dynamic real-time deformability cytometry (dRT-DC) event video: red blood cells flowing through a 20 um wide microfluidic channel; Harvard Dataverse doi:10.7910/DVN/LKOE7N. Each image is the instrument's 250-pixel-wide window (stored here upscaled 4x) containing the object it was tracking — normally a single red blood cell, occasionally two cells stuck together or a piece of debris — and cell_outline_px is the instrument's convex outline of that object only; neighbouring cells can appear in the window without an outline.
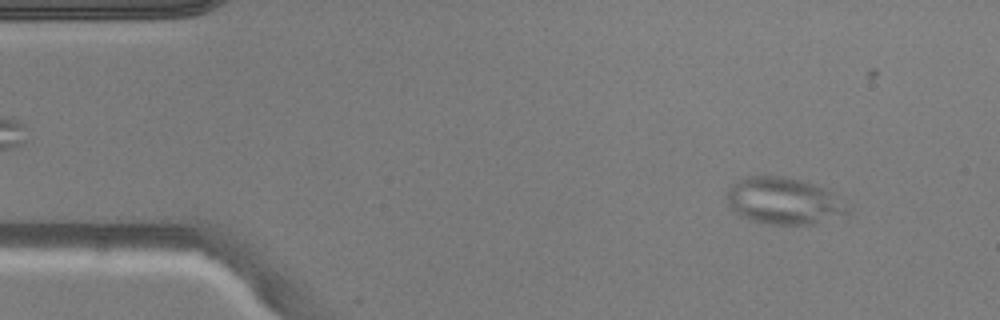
{"species": "common noctule bat (a hibernating species)", "species_latin": "Nyctalus noctula", "temperature_condition": "warm", "stored_images_in_passage": 49, "camera_frame_rate_fps": 3000, "um_per_image_px": 0.085, "animal": {"sex": "male", "body_mass_g": 20.5, "forearm_length_mm": 52.5}, "frame": {"image": 1, "passage_image": 4, "time_ms": 1.0, "image_size_px": [1000, 320], "cell_outline_px": [[848, 212], [812, 224], [772, 224], [752, 220], [736, 212], [732, 208], [728, 200], [728, 188], [732, 184], [748, 176], [780, 176], [800, 180], [812, 184], [828, 192], [848, 208]], "centroid_in_image_um": [66.54, 17.07], "position_along_channel_um": 18.5, "area_um2": 31.44}}
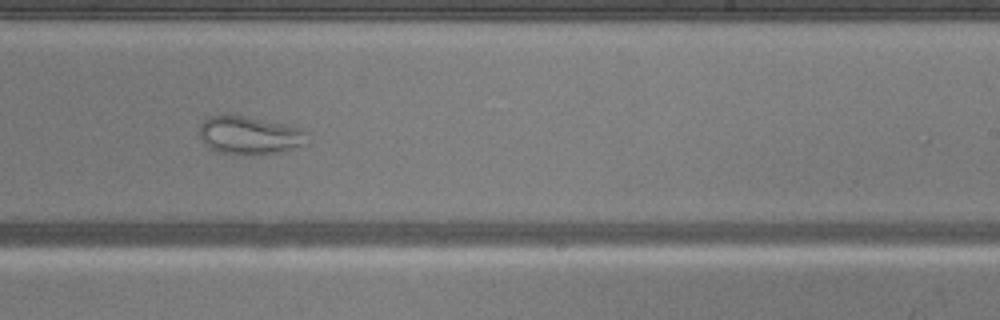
{"frame": {"image": 2, "passage_image": 29, "time_ms": 9.333, "image_size_px": [1000, 320], "cell_outline_px": [[312, 140], [284, 152], [260, 156], [240, 156], [220, 152], [212, 148], [200, 136], [200, 124], [208, 116], [228, 112], [284, 124], [300, 128], [308, 132]], "centroid_in_image_um": [21.26, 11.5], "position_along_channel_um": 267.7, "area_um2": 24.85}}
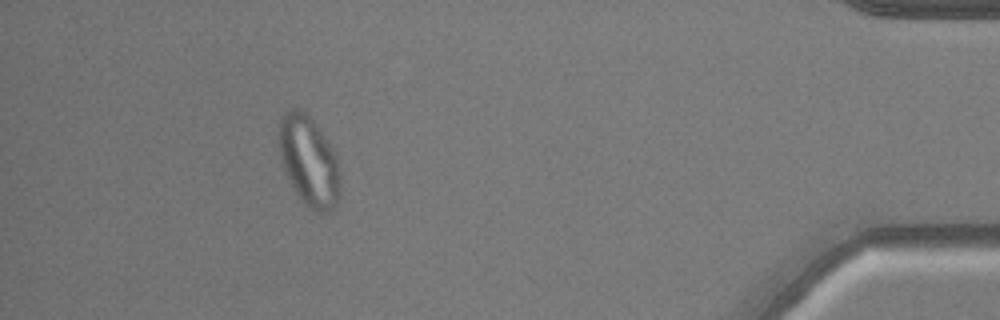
{"frame": {"image": 3, "passage_image": 44, "time_ms": 14.333, "image_size_px": [1000, 320], "cell_outline_px": [[340, 196], [336, 204], [328, 212], [316, 212], [308, 208], [304, 204], [284, 172], [280, 160], [276, 132], [280, 120], [284, 112], [292, 108], [300, 108], [308, 112], [332, 148], [336, 156], [340, 172]], "centroid_in_image_um": [26.22, 13.65], "position_along_channel_um": 409.0, "area_um2": 32.83}}